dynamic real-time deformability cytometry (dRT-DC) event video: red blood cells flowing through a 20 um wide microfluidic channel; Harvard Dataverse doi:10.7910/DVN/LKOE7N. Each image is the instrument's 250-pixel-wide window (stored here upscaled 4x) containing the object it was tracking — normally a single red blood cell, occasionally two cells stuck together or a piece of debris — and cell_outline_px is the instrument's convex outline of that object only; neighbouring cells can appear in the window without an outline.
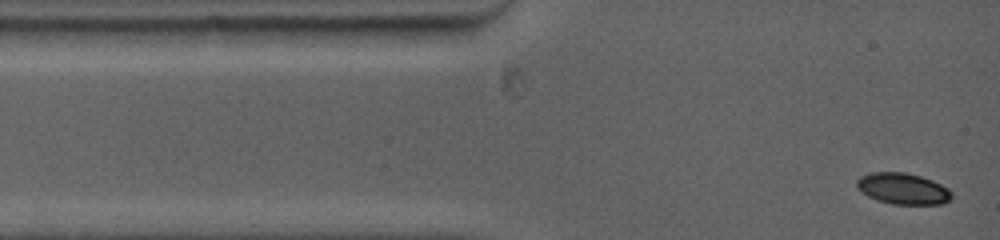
{"species": "common noctule bat (a hibernating species)", "species_latin": "Nyctalus noctula", "temperature_condition": "warm", "stored_images_in_passage": 7, "camera_frame_rate_fps": 5000, "um_per_image_px": 0.085, "animal": {"sex": "female", "body_mass_g": 19.0, "forearm_length_mm": 53.3}, "frame": {"image": 1, "passage_image": 1, "time_ms": 0.0, "image_size_px": [1000, 240], "cell_outline_px": [[952, 200], [940, 204], [892, 204], [876, 200], [868, 196], [856, 188], [856, 180], [860, 176], [872, 172], [904, 172], [920, 176], [932, 180], [948, 188], [952, 192]], "centroid_in_image_um": [76.74, 16.04], "position_along_channel_um": 8.3, "area_um2": 17.4}}
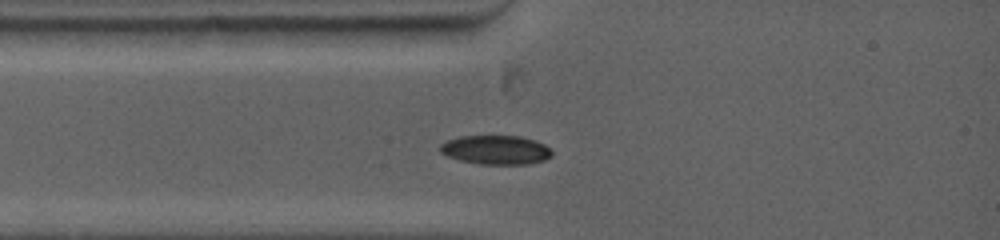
{"frame": {"image": 2, "passage_image": 6, "time_ms": 2.0, "image_size_px": [1000, 240], "cell_outline_px": [[552, 156], [544, 160], [528, 164], [480, 164], [460, 160], [448, 156], [440, 152], [440, 144], [448, 140], [460, 136], [520, 136], [536, 140], [544, 144], [552, 152]], "centroid_in_image_um": [42.15, 12.74], "position_along_channel_um": 42.8, "area_um2": 18.9}}